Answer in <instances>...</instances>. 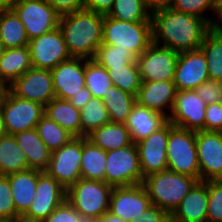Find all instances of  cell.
<instances>
[{"mask_svg":"<svg viewBox=\"0 0 222 222\" xmlns=\"http://www.w3.org/2000/svg\"><path fill=\"white\" fill-rule=\"evenodd\" d=\"M66 200V188L44 171L38 176L36 193L20 222H43Z\"/></svg>","mask_w":222,"mask_h":222,"instance_id":"cell-10","label":"cell"},{"mask_svg":"<svg viewBox=\"0 0 222 222\" xmlns=\"http://www.w3.org/2000/svg\"><path fill=\"white\" fill-rule=\"evenodd\" d=\"M170 214L155 205H151L147 210L143 212L138 220L130 222H169Z\"/></svg>","mask_w":222,"mask_h":222,"instance_id":"cell-46","label":"cell"},{"mask_svg":"<svg viewBox=\"0 0 222 222\" xmlns=\"http://www.w3.org/2000/svg\"><path fill=\"white\" fill-rule=\"evenodd\" d=\"M1 109L6 134L12 135L17 132L36 128L45 111V107L41 104L21 99L13 95L10 91Z\"/></svg>","mask_w":222,"mask_h":222,"instance_id":"cell-13","label":"cell"},{"mask_svg":"<svg viewBox=\"0 0 222 222\" xmlns=\"http://www.w3.org/2000/svg\"><path fill=\"white\" fill-rule=\"evenodd\" d=\"M206 106L195 90L176 91L168 121L183 129L204 130Z\"/></svg>","mask_w":222,"mask_h":222,"instance_id":"cell-18","label":"cell"},{"mask_svg":"<svg viewBox=\"0 0 222 222\" xmlns=\"http://www.w3.org/2000/svg\"><path fill=\"white\" fill-rule=\"evenodd\" d=\"M36 130L40 139L51 152L61 148L74 138L70 133L64 130L56 122L49 119L46 115H44L37 123Z\"/></svg>","mask_w":222,"mask_h":222,"instance_id":"cell-37","label":"cell"},{"mask_svg":"<svg viewBox=\"0 0 222 222\" xmlns=\"http://www.w3.org/2000/svg\"><path fill=\"white\" fill-rule=\"evenodd\" d=\"M208 181H198L170 214L171 222H206Z\"/></svg>","mask_w":222,"mask_h":222,"instance_id":"cell-22","label":"cell"},{"mask_svg":"<svg viewBox=\"0 0 222 222\" xmlns=\"http://www.w3.org/2000/svg\"><path fill=\"white\" fill-rule=\"evenodd\" d=\"M0 39L6 49L25 47L29 43L23 23L10 7H0Z\"/></svg>","mask_w":222,"mask_h":222,"instance_id":"cell-30","label":"cell"},{"mask_svg":"<svg viewBox=\"0 0 222 222\" xmlns=\"http://www.w3.org/2000/svg\"><path fill=\"white\" fill-rule=\"evenodd\" d=\"M86 138L105 151L127 147L133 143L125 123L111 121L92 131Z\"/></svg>","mask_w":222,"mask_h":222,"instance_id":"cell-27","label":"cell"},{"mask_svg":"<svg viewBox=\"0 0 222 222\" xmlns=\"http://www.w3.org/2000/svg\"><path fill=\"white\" fill-rule=\"evenodd\" d=\"M204 130L222 132V102L206 106Z\"/></svg>","mask_w":222,"mask_h":222,"instance_id":"cell-45","label":"cell"},{"mask_svg":"<svg viewBox=\"0 0 222 222\" xmlns=\"http://www.w3.org/2000/svg\"><path fill=\"white\" fill-rule=\"evenodd\" d=\"M104 15L83 9L60 16L59 28L71 57L94 59L102 44Z\"/></svg>","mask_w":222,"mask_h":222,"instance_id":"cell-2","label":"cell"},{"mask_svg":"<svg viewBox=\"0 0 222 222\" xmlns=\"http://www.w3.org/2000/svg\"><path fill=\"white\" fill-rule=\"evenodd\" d=\"M176 88L173 81H142L136 102L168 118L174 105Z\"/></svg>","mask_w":222,"mask_h":222,"instance_id":"cell-21","label":"cell"},{"mask_svg":"<svg viewBox=\"0 0 222 222\" xmlns=\"http://www.w3.org/2000/svg\"><path fill=\"white\" fill-rule=\"evenodd\" d=\"M6 134L5 124H4V118H3V112L0 108V136Z\"/></svg>","mask_w":222,"mask_h":222,"instance_id":"cell-54","label":"cell"},{"mask_svg":"<svg viewBox=\"0 0 222 222\" xmlns=\"http://www.w3.org/2000/svg\"><path fill=\"white\" fill-rule=\"evenodd\" d=\"M213 28L222 29V0H217V9Z\"/></svg>","mask_w":222,"mask_h":222,"instance_id":"cell-51","label":"cell"},{"mask_svg":"<svg viewBox=\"0 0 222 222\" xmlns=\"http://www.w3.org/2000/svg\"><path fill=\"white\" fill-rule=\"evenodd\" d=\"M5 49H6V48H5L3 42H2L1 39H0V58H1L2 55L4 54Z\"/></svg>","mask_w":222,"mask_h":222,"instance_id":"cell-57","label":"cell"},{"mask_svg":"<svg viewBox=\"0 0 222 222\" xmlns=\"http://www.w3.org/2000/svg\"><path fill=\"white\" fill-rule=\"evenodd\" d=\"M177 12L192 14L205 19L212 27L214 25L217 0H172L168 6ZM213 13L210 17L207 12ZM213 16V17H212Z\"/></svg>","mask_w":222,"mask_h":222,"instance_id":"cell-40","label":"cell"},{"mask_svg":"<svg viewBox=\"0 0 222 222\" xmlns=\"http://www.w3.org/2000/svg\"><path fill=\"white\" fill-rule=\"evenodd\" d=\"M151 21L152 42L178 53L199 49L205 35L213 28L205 19L170 7L152 10Z\"/></svg>","mask_w":222,"mask_h":222,"instance_id":"cell-1","label":"cell"},{"mask_svg":"<svg viewBox=\"0 0 222 222\" xmlns=\"http://www.w3.org/2000/svg\"><path fill=\"white\" fill-rule=\"evenodd\" d=\"M14 137L26 155L28 167L44 171L48 167L51 151L40 139L36 128L17 132Z\"/></svg>","mask_w":222,"mask_h":222,"instance_id":"cell-25","label":"cell"},{"mask_svg":"<svg viewBox=\"0 0 222 222\" xmlns=\"http://www.w3.org/2000/svg\"><path fill=\"white\" fill-rule=\"evenodd\" d=\"M196 94L208 105L222 102V82L207 80L201 83L196 89Z\"/></svg>","mask_w":222,"mask_h":222,"instance_id":"cell-43","label":"cell"},{"mask_svg":"<svg viewBox=\"0 0 222 222\" xmlns=\"http://www.w3.org/2000/svg\"><path fill=\"white\" fill-rule=\"evenodd\" d=\"M9 91L21 99L39 103L44 107L56 97L51 71L33 67L17 78L9 86Z\"/></svg>","mask_w":222,"mask_h":222,"instance_id":"cell-15","label":"cell"},{"mask_svg":"<svg viewBox=\"0 0 222 222\" xmlns=\"http://www.w3.org/2000/svg\"><path fill=\"white\" fill-rule=\"evenodd\" d=\"M168 122V118L156 111L138 104H134L125 122L133 143H137L153 132L159 130Z\"/></svg>","mask_w":222,"mask_h":222,"instance_id":"cell-23","label":"cell"},{"mask_svg":"<svg viewBox=\"0 0 222 222\" xmlns=\"http://www.w3.org/2000/svg\"><path fill=\"white\" fill-rule=\"evenodd\" d=\"M50 71L57 98L69 100L85 88V59L71 57Z\"/></svg>","mask_w":222,"mask_h":222,"instance_id":"cell-20","label":"cell"},{"mask_svg":"<svg viewBox=\"0 0 222 222\" xmlns=\"http://www.w3.org/2000/svg\"><path fill=\"white\" fill-rule=\"evenodd\" d=\"M151 205L148 192L143 184L113 187L108 212L130 222L138 220Z\"/></svg>","mask_w":222,"mask_h":222,"instance_id":"cell-17","label":"cell"},{"mask_svg":"<svg viewBox=\"0 0 222 222\" xmlns=\"http://www.w3.org/2000/svg\"><path fill=\"white\" fill-rule=\"evenodd\" d=\"M8 92H9V85L0 81V108L4 104Z\"/></svg>","mask_w":222,"mask_h":222,"instance_id":"cell-53","label":"cell"},{"mask_svg":"<svg viewBox=\"0 0 222 222\" xmlns=\"http://www.w3.org/2000/svg\"><path fill=\"white\" fill-rule=\"evenodd\" d=\"M79 222H97V219L80 216Z\"/></svg>","mask_w":222,"mask_h":222,"instance_id":"cell-56","label":"cell"},{"mask_svg":"<svg viewBox=\"0 0 222 222\" xmlns=\"http://www.w3.org/2000/svg\"><path fill=\"white\" fill-rule=\"evenodd\" d=\"M197 182L191 176L165 170L145 177L143 185L152 205L171 214Z\"/></svg>","mask_w":222,"mask_h":222,"instance_id":"cell-3","label":"cell"},{"mask_svg":"<svg viewBox=\"0 0 222 222\" xmlns=\"http://www.w3.org/2000/svg\"><path fill=\"white\" fill-rule=\"evenodd\" d=\"M206 222H222V180L208 181Z\"/></svg>","mask_w":222,"mask_h":222,"instance_id":"cell-42","label":"cell"},{"mask_svg":"<svg viewBox=\"0 0 222 222\" xmlns=\"http://www.w3.org/2000/svg\"><path fill=\"white\" fill-rule=\"evenodd\" d=\"M173 127L168 121L159 130L135 143L143 178L167 170L166 147L169 132Z\"/></svg>","mask_w":222,"mask_h":222,"instance_id":"cell-14","label":"cell"},{"mask_svg":"<svg viewBox=\"0 0 222 222\" xmlns=\"http://www.w3.org/2000/svg\"><path fill=\"white\" fill-rule=\"evenodd\" d=\"M16 212L8 177L0 175V222H20Z\"/></svg>","mask_w":222,"mask_h":222,"instance_id":"cell-41","label":"cell"},{"mask_svg":"<svg viewBox=\"0 0 222 222\" xmlns=\"http://www.w3.org/2000/svg\"><path fill=\"white\" fill-rule=\"evenodd\" d=\"M113 85L109 72L94 59H85V87L92 97L100 98L107 95Z\"/></svg>","mask_w":222,"mask_h":222,"instance_id":"cell-35","label":"cell"},{"mask_svg":"<svg viewBox=\"0 0 222 222\" xmlns=\"http://www.w3.org/2000/svg\"><path fill=\"white\" fill-rule=\"evenodd\" d=\"M106 151L82 137L81 178L105 182Z\"/></svg>","mask_w":222,"mask_h":222,"instance_id":"cell-29","label":"cell"},{"mask_svg":"<svg viewBox=\"0 0 222 222\" xmlns=\"http://www.w3.org/2000/svg\"><path fill=\"white\" fill-rule=\"evenodd\" d=\"M199 49L206 57L209 79L222 82V29L212 28Z\"/></svg>","mask_w":222,"mask_h":222,"instance_id":"cell-32","label":"cell"},{"mask_svg":"<svg viewBox=\"0 0 222 222\" xmlns=\"http://www.w3.org/2000/svg\"><path fill=\"white\" fill-rule=\"evenodd\" d=\"M94 60L105 69H118L137 61V57L128 49L117 48V45L101 44L97 49Z\"/></svg>","mask_w":222,"mask_h":222,"instance_id":"cell-39","label":"cell"},{"mask_svg":"<svg viewBox=\"0 0 222 222\" xmlns=\"http://www.w3.org/2000/svg\"><path fill=\"white\" fill-rule=\"evenodd\" d=\"M82 137H74L61 148L51 152L44 172L66 189L81 178Z\"/></svg>","mask_w":222,"mask_h":222,"instance_id":"cell-9","label":"cell"},{"mask_svg":"<svg viewBox=\"0 0 222 222\" xmlns=\"http://www.w3.org/2000/svg\"><path fill=\"white\" fill-rule=\"evenodd\" d=\"M10 8L23 23L29 40L59 27L61 15L46 0H17Z\"/></svg>","mask_w":222,"mask_h":222,"instance_id":"cell-8","label":"cell"},{"mask_svg":"<svg viewBox=\"0 0 222 222\" xmlns=\"http://www.w3.org/2000/svg\"><path fill=\"white\" fill-rule=\"evenodd\" d=\"M106 70L109 72L114 86L135 97L137 96L142 83L137 61L131 62L123 68Z\"/></svg>","mask_w":222,"mask_h":222,"instance_id":"cell-38","label":"cell"},{"mask_svg":"<svg viewBox=\"0 0 222 222\" xmlns=\"http://www.w3.org/2000/svg\"><path fill=\"white\" fill-rule=\"evenodd\" d=\"M145 2L151 10H154L159 7H168L172 0H145Z\"/></svg>","mask_w":222,"mask_h":222,"instance_id":"cell-50","label":"cell"},{"mask_svg":"<svg viewBox=\"0 0 222 222\" xmlns=\"http://www.w3.org/2000/svg\"><path fill=\"white\" fill-rule=\"evenodd\" d=\"M80 214L65 200L43 222H79Z\"/></svg>","mask_w":222,"mask_h":222,"instance_id":"cell-44","label":"cell"},{"mask_svg":"<svg viewBox=\"0 0 222 222\" xmlns=\"http://www.w3.org/2000/svg\"><path fill=\"white\" fill-rule=\"evenodd\" d=\"M209 80L206 57L200 49L179 52L174 80L176 91L194 90Z\"/></svg>","mask_w":222,"mask_h":222,"instance_id":"cell-19","label":"cell"},{"mask_svg":"<svg viewBox=\"0 0 222 222\" xmlns=\"http://www.w3.org/2000/svg\"><path fill=\"white\" fill-rule=\"evenodd\" d=\"M166 155L167 170L188 175L200 181L196 131L174 126L169 132Z\"/></svg>","mask_w":222,"mask_h":222,"instance_id":"cell-6","label":"cell"},{"mask_svg":"<svg viewBox=\"0 0 222 222\" xmlns=\"http://www.w3.org/2000/svg\"><path fill=\"white\" fill-rule=\"evenodd\" d=\"M81 137L110 122L108 111L100 98H92L80 110Z\"/></svg>","mask_w":222,"mask_h":222,"instance_id":"cell-36","label":"cell"},{"mask_svg":"<svg viewBox=\"0 0 222 222\" xmlns=\"http://www.w3.org/2000/svg\"><path fill=\"white\" fill-rule=\"evenodd\" d=\"M60 14L65 15L84 9L83 0H46Z\"/></svg>","mask_w":222,"mask_h":222,"instance_id":"cell-47","label":"cell"},{"mask_svg":"<svg viewBox=\"0 0 222 222\" xmlns=\"http://www.w3.org/2000/svg\"><path fill=\"white\" fill-rule=\"evenodd\" d=\"M144 178L135 143L106 151L105 183L112 187L143 184Z\"/></svg>","mask_w":222,"mask_h":222,"instance_id":"cell-7","label":"cell"},{"mask_svg":"<svg viewBox=\"0 0 222 222\" xmlns=\"http://www.w3.org/2000/svg\"><path fill=\"white\" fill-rule=\"evenodd\" d=\"M43 171L27 169L6 175L11 187L16 212L22 216L30 207L36 193L38 176Z\"/></svg>","mask_w":222,"mask_h":222,"instance_id":"cell-24","label":"cell"},{"mask_svg":"<svg viewBox=\"0 0 222 222\" xmlns=\"http://www.w3.org/2000/svg\"><path fill=\"white\" fill-rule=\"evenodd\" d=\"M17 0H0V7H10Z\"/></svg>","mask_w":222,"mask_h":222,"instance_id":"cell-55","label":"cell"},{"mask_svg":"<svg viewBox=\"0 0 222 222\" xmlns=\"http://www.w3.org/2000/svg\"><path fill=\"white\" fill-rule=\"evenodd\" d=\"M91 92L85 87L81 89V92L69 99V102L78 109H82L92 99Z\"/></svg>","mask_w":222,"mask_h":222,"instance_id":"cell-49","label":"cell"},{"mask_svg":"<svg viewBox=\"0 0 222 222\" xmlns=\"http://www.w3.org/2000/svg\"><path fill=\"white\" fill-rule=\"evenodd\" d=\"M200 181L222 180V132L196 131Z\"/></svg>","mask_w":222,"mask_h":222,"instance_id":"cell-16","label":"cell"},{"mask_svg":"<svg viewBox=\"0 0 222 222\" xmlns=\"http://www.w3.org/2000/svg\"><path fill=\"white\" fill-rule=\"evenodd\" d=\"M108 111L111 122L125 123L136 103V97L112 85L101 99Z\"/></svg>","mask_w":222,"mask_h":222,"instance_id":"cell-33","label":"cell"},{"mask_svg":"<svg viewBox=\"0 0 222 222\" xmlns=\"http://www.w3.org/2000/svg\"><path fill=\"white\" fill-rule=\"evenodd\" d=\"M44 115L73 137H81L80 109L75 108L69 100L55 97L45 106Z\"/></svg>","mask_w":222,"mask_h":222,"instance_id":"cell-26","label":"cell"},{"mask_svg":"<svg viewBox=\"0 0 222 222\" xmlns=\"http://www.w3.org/2000/svg\"><path fill=\"white\" fill-rule=\"evenodd\" d=\"M179 53L151 43L137 57L141 81H173Z\"/></svg>","mask_w":222,"mask_h":222,"instance_id":"cell-11","label":"cell"},{"mask_svg":"<svg viewBox=\"0 0 222 222\" xmlns=\"http://www.w3.org/2000/svg\"><path fill=\"white\" fill-rule=\"evenodd\" d=\"M151 9L145 0H115L107 16L119 21H151Z\"/></svg>","mask_w":222,"mask_h":222,"instance_id":"cell-34","label":"cell"},{"mask_svg":"<svg viewBox=\"0 0 222 222\" xmlns=\"http://www.w3.org/2000/svg\"><path fill=\"white\" fill-rule=\"evenodd\" d=\"M152 43V21L126 22L104 16L102 44L117 45L140 56Z\"/></svg>","mask_w":222,"mask_h":222,"instance_id":"cell-4","label":"cell"},{"mask_svg":"<svg viewBox=\"0 0 222 222\" xmlns=\"http://www.w3.org/2000/svg\"><path fill=\"white\" fill-rule=\"evenodd\" d=\"M97 222H127L120 217L114 216L109 212L103 214L100 218L97 219Z\"/></svg>","mask_w":222,"mask_h":222,"instance_id":"cell-52","label":"cell"},{"mask_svg":"<svg viewBox=\"0 0 222 222\" xmlns=\"http://www.w3.org/2000/svg\"><path fill=\"white\" fill-rule=\"evenodd\" d=\"M27 47L33 68L51 70L71 58L59 27L29 40Z\"/></svg>","mask_w":222,"mask_h":222,"instance_id":"cell-12","label":"cell"},{"mask_svg":"<svg viewBox=\"0 0 222 222\" xmlns=\"http://www.w3.org/2000/svg\"><path fill=\"white\" fill-rule=\"evenodd\" d=\"M30 68L32 63L27 46L7 48L0 58V81L10 86Z\"/></svg>","mask_w":222,"mask_h":222,"instance_id":"cell-28","label":"cell"},{"mask_svg":"<svg viewBox=\"0 0 222 222\" xmlns=\"http://www.w3.org/2000/svg\"><path fill=\"white\" fill-rule=\"evenodd\" d=\"M30 169L26 155L12 134L0 136V175H8Z\"/></svg>","mask_w":222,"mask_h":222,"instance_id":"cell-31","label":"cell"},{"mask_svg":"<svg viewBox=\"0 0 222 222\" xmlns=\"http://www.w3.org/2000/svg\"><path fill=\"white\" fill-rule=\"evenodd\" d=\"M112 190L105 182L80 178L66 189V200L82 217L98 219L109 211Z\"/></svg>","mask_w":222,"mask_h":222,"instance_id":"cell-5","label":"cell"},{"mask_svg":"<svg viewBox=\"0 0 222 222\" xmlns=\"http://www.w3.org/2000/svg\"><path fill=\"white\" fill-rule=\"evenodd\" d=\"M115 0H83L84 9L101 15H108Z\"/></svg>","mask_w":222,"mask_h":222,"instance_id":"cell-48","label":"cell"}]
</instances>
